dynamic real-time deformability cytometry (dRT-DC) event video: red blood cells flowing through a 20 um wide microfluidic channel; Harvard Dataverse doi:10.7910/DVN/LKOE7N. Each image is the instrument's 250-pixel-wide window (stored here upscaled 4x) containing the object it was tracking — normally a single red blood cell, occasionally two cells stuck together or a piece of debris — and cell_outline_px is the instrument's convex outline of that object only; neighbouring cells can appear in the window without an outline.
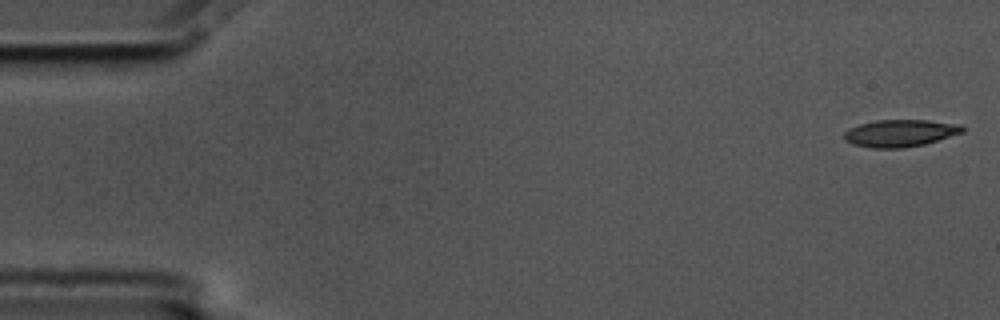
{"species": "common noctule bat (a hibernating species)", "species_latin": "Nyctalus noctula", "temperature_condition": "cold", "stored_images_in_passage": 29, "camera_frame_rate_fps": 3000, "um_per_image_px": 0.085, "animal": {"sex": "male", "body_mass_g": 17.5, "forearm_length_mm": 52.3}, "frame": {"image": 1, "passage_image": 1, "time_ms": 0.0, "image_size_px": [1000, 320], "cell_outline_px": [[964, 132], [924, 144], [904, 148], [872, 148], [856, 144], [844, 140], [844, 132], [848, 128], [860, 124], [876, 120], [928, 120], [960, 124], [964, 128]], "centroid_in_image_um": [76.51, 11.31], "position_along_channel_um": 8.5, "area_um2": 18.67}}